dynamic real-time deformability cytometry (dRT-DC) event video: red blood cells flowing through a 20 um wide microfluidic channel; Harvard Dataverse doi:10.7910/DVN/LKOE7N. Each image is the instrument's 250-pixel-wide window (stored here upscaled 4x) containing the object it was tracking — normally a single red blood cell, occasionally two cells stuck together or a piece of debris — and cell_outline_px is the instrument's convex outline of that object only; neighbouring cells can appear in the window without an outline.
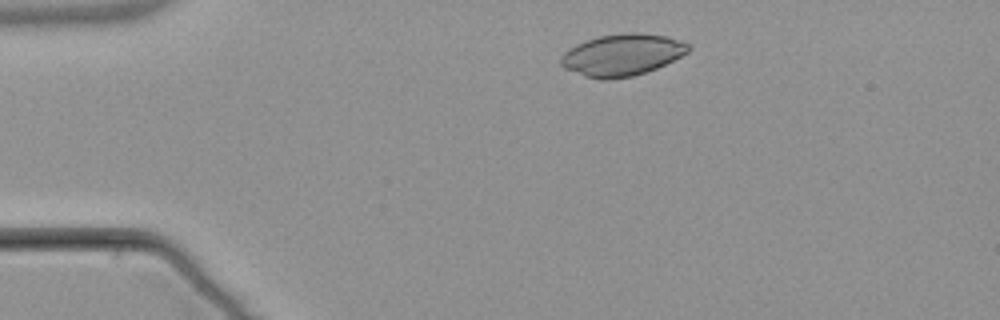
{"species": "common noctule bat (a hibernating species)", "species_latin": "Nyctalus noctula", "temperature_condition": "warm", "stored_images_in_passage": 4, "camera_frame_rate_fps": 3000, "um_per_image_px": 0.085, "animal": {"sex": "male", "body_mass_g": 21.5, "forearm_length_mm": 52.0}, "frame": {"image": 1, "passage_image": 2, "time_ms": 1.333, "image_size_px": [1000, 320], "cell_outline_px": [[692, 48], [688, 52], [656, 68], [632, 76], [608, 80], [604, 80], [584, 76], [564, 68], [560, 64], [560, 56], [568, 48], [584, 40], [600, 36], [624, 32], [640, 32], [668, 36], [692, 44]], "centroid_in_image_um": [52.87, 4.65], "position_along_channel_um": 32.1, "area_um2": 31.33}}